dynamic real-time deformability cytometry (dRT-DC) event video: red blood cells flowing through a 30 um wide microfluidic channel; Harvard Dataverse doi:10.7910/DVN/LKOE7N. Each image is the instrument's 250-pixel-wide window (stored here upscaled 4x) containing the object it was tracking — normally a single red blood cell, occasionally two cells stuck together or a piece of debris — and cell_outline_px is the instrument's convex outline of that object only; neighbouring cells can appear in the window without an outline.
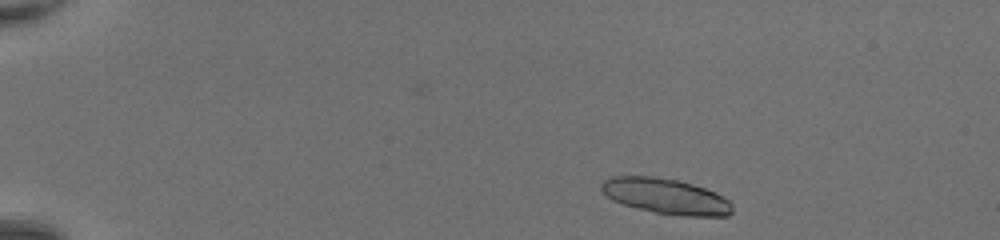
{"species": "common noctule bat (a hibernating species)", "species_latin": "Nyctalus noctula", "temperature_condition": "room temperature", "stored_images_in_passage": 26, "segment_of_instrument_passage": [1, 2], "camera_frame_rate_fps": 3000, "um_per_image_px": 0.085, "animal": {"sex": "female", "body_mass_g": 20.0, "forearm_length_mm": 54.0}, "frame": {"image": 1, "passage_image": 2, "time_ms": 0.333, "image_size_px": [1000, 240], "cell_outline_px": [[732, 212], [728, 216], [684, 216], [656, 212], [624, 204], [612, 200], [600, 188], [600, 184], [608, 176], [652, 176], [680, 180], [716, 192], [724, 196], [732, 204]], "centroid_in_image_um": [56.61, 16.66], "position_along_channel_um": 28.4, "area_um2": 27.05}}